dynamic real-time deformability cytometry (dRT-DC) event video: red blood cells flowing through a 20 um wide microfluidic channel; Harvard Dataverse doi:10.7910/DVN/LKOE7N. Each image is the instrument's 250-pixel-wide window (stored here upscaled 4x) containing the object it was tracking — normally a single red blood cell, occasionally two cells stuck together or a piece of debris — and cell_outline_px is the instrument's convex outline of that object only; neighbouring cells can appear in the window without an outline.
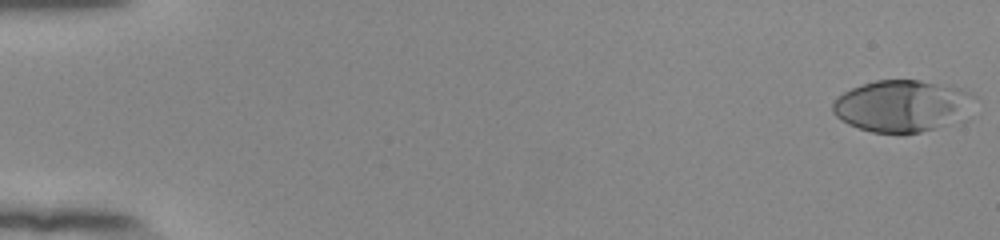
{"species": "human", "species_latin": "Homo sapiens", "temperature_condition": "room temperature", "stored_images_in_passage": 54, "camera_frame_rate_fps": 3000, "um_per_image_px": 0.085, "donor": {"sex": "female"}, "frame": {"image": 1, "passage_image": 1, "time_ms": 0.0, "image_size_px": [1000, 240], "cell_outline_px": [[976, 96], [936, 128], [904, 136], [872, 132], [848, 124], [840, 120], [832, 112], [832, 104], [836, 96], [852, 88], [876, 80], [920, 80], [960, 88]], "centroid_in_image_um": [76.44, 9.0], "position_along_channel_um": 8.6, "area_um2": 41.38}}
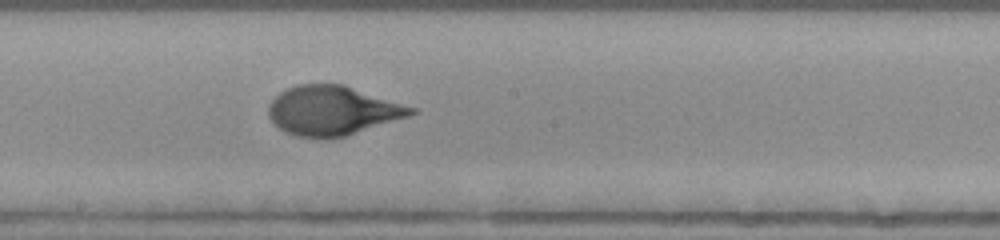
{"frame": {"image": 2, "passage_image": 31, "time_ms": 10.0, "image_size_px": [1000, 240], "cell_outline_px": [[416, 112], [408, 116], [344, 136], [296, 136], [280, 128], [268, 116], [268, 104], [280, 92], [296, 84], [344, 84], [416, 108]], "centroid_in_image_um": [28.25, 9.36], "position_along_channel_um": 220.0, "area_um2": 40.11}}
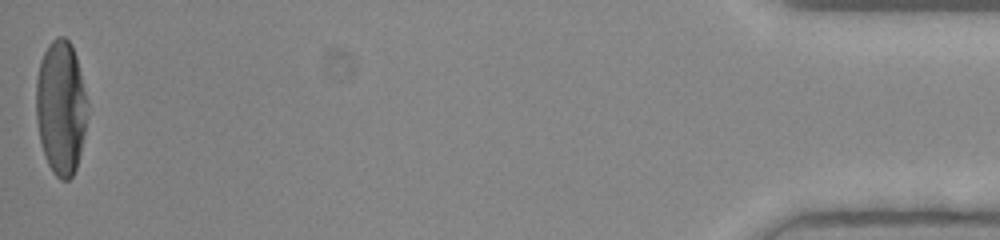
{"frame": {"image": 3, "passage_image": 54, "time_ms": 17.667, "image_size_px": [1000, 240], "cell_outline_px": [[88, 116], [80, 152], [76, 168], [72, 176], [68, 180], [60, 180], [52, 172], [44, 156], [40, 140], [36, 120], [36, 80], [40, 60], [48, 44], [56, 36], [64, 36], [72, 44], [76, 56], [88, 100]], "centroid_in_image_um": [5.18, 9.12], "position_along_channel_um": 430.0, "area_um2": 40.63}, "authors_computed_cell_mechanics": {"area_um2": 40.1999, "velocity_mm_per_s": 3.8832, "shape_relaxation_time_tau1_ms": 3.8065, "shape_relaxation_time_tau2_ms": null, "deformation_change_tau1": 0.2395, "deformation_change_tau2": null}}